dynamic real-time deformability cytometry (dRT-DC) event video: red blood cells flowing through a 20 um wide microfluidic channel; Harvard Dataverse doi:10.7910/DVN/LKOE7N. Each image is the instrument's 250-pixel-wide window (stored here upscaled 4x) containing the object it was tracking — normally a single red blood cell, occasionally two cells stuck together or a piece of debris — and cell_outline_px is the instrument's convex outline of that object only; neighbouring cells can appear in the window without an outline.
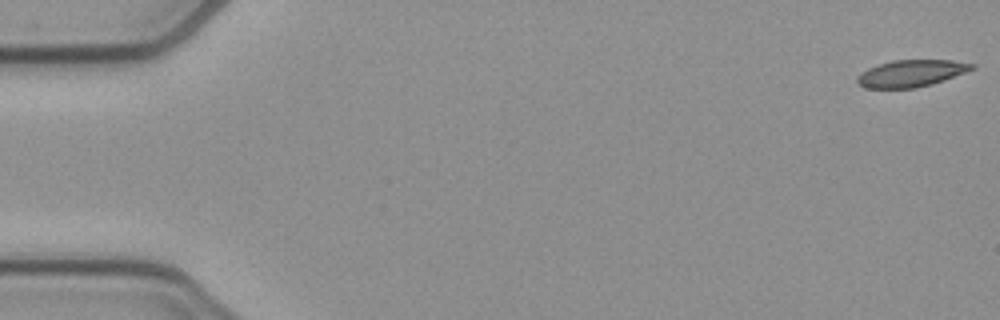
{"species": "common noctule bat (a hibernating species)", "species_latin": "Nyctalus noctula", "temperature_condition": "cold", "stored_images_in_passage": 16, "camera_frame_rate_fps": 3000, "um_per_image_px": 0.085, "animal": {"sex": "female", "body_mass_g": 21.9}, "frame": {"image": 1, "passage_image": 1, "time_ms": 0.0, "image_size_px": [1000, 320], "cell_outline_px": [[976, 68], [944, 80], [916, 88], [864, 88], [856, 80], [856, 76], [860, 72], [868, 68], [892, 60], [952, 60], [976, 64]], "centroid_in_image_um": [77.44, 6.23], "position_along_channel_um": 7.6, "area_um2": 17.98}}
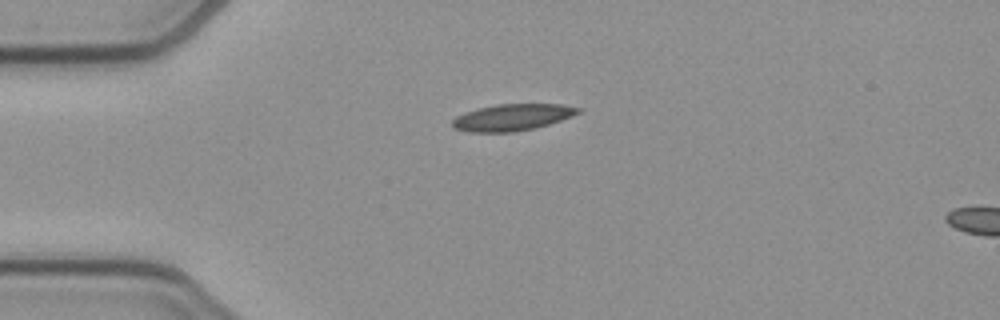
{"frame": {"image": 2, "passage_image": 13, "time_ms": 4.0, "image_size_px": [1000, 320], "cell_outline_px": [[584, 108], [580, 112], [572, 116], [548, 124], [532, 128], [512, 132], [468, 132], [452, 128], [452, 120], [456, 116], [464, 112], [496, 104], [564, 104]], "centroid_in_image_um": [43.54, 9.96], "position_along_channel_um": 41.5, "area_um2": 19.54}}